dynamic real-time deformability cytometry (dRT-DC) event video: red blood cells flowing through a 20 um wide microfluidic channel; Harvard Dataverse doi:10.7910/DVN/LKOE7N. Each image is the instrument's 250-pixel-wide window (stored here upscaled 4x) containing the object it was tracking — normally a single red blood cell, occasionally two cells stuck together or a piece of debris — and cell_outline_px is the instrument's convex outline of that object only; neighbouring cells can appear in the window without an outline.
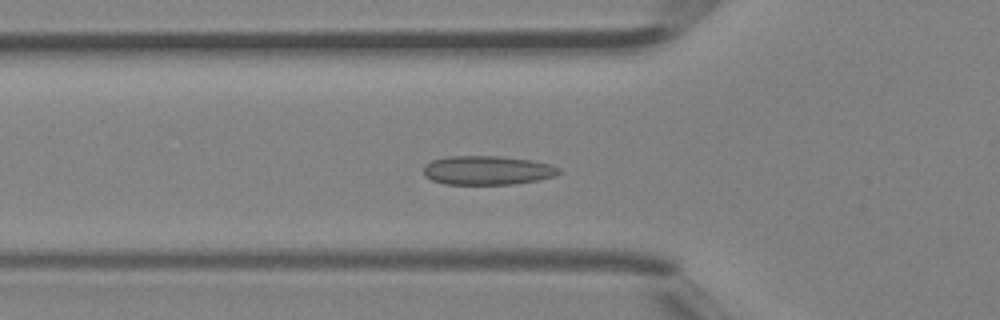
{"species": "Egyptian fruit bat (a non-hibernating species)", "species_latin": "Rousettus aegyptiacus", "temperature_condition": "room temperature", "stored_images_in_passage": 20, "camera_frame_rate_fps": 3000, "um_per_image_px": 0.085, "animal": {"sex": "female"}, "frame": {"image": 1, "passage_image": 2, "time_ms": 0.333, "image_size_px": [1000, 320], "cell_outline_px": [[560, 172], [556, 176], [536, 180], [512, 184], [444, 184], [432, 180], [424, 176], [424, 164], [432, 160], [448, 156], [500, 156], [532, 160], [548, 164], [560, 168]], "centroid_in_image_um": [41.4, 14.47], "position_along_channel_um": 84.4, "area_um2": 22.89}}
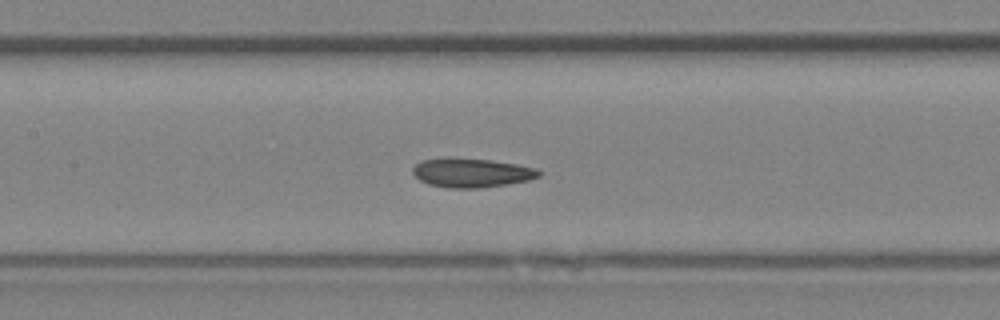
{"frame": {"image": 2, "passage_image": 7, "time_ms": 2.0, "image_size_px": [1000, 320], "cell_outline_px": [[540, 176], [528, 180], [508, 184], [480, 188], [448, 188], [428, 184], [420, 180], [412, 172], [412, 168], [420, 160], [492, 160], [516, 164], [536, 168], [540, 172]], "centroid_in_image_um": [40.11, 14.72], "position_along_channel_um": 167.3, "area_um2": 20.69}}
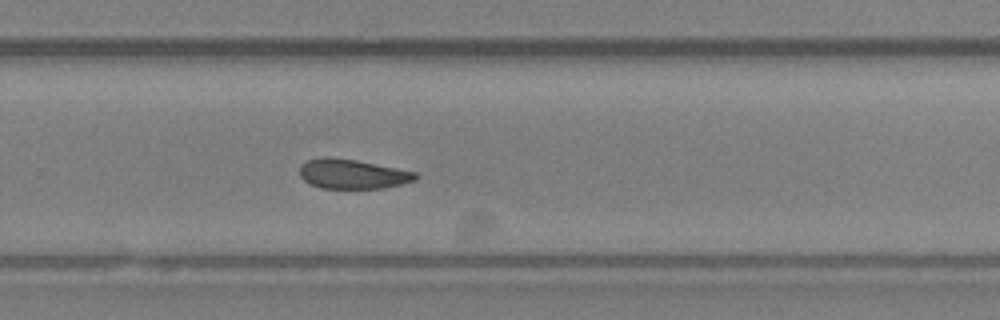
{"frame": {"image": 3, "passage_image": 15, "time_ms": 4.667, "image_size_px": [1000, 320], "cell_outline_px": [[420, 176], [416, 180], [384, 188], [320, 188], [308, 184], [300, 176], [300, 164], [308, 160], [324, 156], [332, 156], [356, 160], [416, 172]], "centroid_in_image_um": [29.93, 14.78], "position_along_channel_um": 299.9, "area_um2": 20.11}}